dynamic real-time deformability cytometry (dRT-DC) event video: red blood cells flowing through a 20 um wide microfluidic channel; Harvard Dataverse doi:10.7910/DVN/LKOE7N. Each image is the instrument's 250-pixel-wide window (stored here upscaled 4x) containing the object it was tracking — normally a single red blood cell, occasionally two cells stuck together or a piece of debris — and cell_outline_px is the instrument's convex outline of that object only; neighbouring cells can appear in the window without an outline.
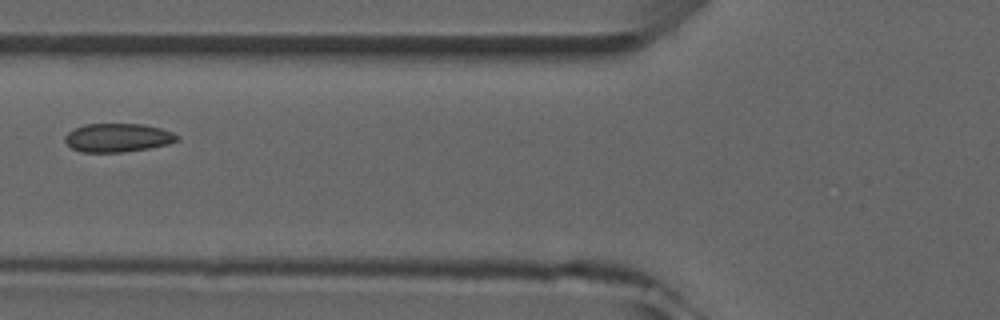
{"species": "common noctule bat (a hibernating species)", "species_latin": "Nyctalus noctula", "temperature_condition": "room temperature", "stored_images_in_passage": 6, "camera_frame_rate_fps": 3000, "um_per_image_px": 0.085, "animal": {"sex": "male", "forearm_length_mm": 52.5}, "frame": {"image": 1, "passage_image": 6, "time_ms": 5.333, "image_size_px": [1000, 320], "cell_outline_px": [[180, 140], [168, 144], [148, 148], [124, 152], [80, 152], [72, 148], [64, 140], [64, 136], [68, 132], [84, 124], [144, 124], [160, 128], [172, 132], [180, 136]], "centroid_in_image_um": [10.02, 11.7], "position_along_channel_um": 115.8, "area_um2": 18.73}}